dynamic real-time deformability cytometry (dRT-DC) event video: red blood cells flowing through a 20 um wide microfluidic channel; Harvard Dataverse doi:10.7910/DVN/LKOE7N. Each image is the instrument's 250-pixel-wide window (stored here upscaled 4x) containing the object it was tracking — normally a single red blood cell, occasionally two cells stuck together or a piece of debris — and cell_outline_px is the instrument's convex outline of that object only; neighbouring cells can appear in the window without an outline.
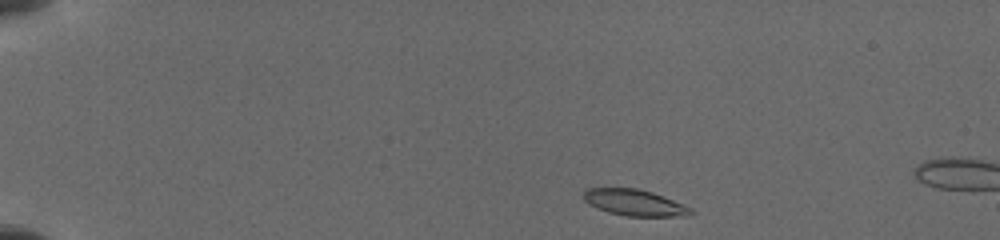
{"species": "common noctule bat (a hibernating species)", "species_latin": "Nyctalus noctula", "temperature_condition": "cold", "stored_images_in_passage": 6, "camera_frame_rate_fps": 3000, "um_per_image_px": 0.085, "animal": {"sex": "female", "body_mass_g": 19.5, "forearm_length_mm": 54.1}, "frame": {"image": 1, "passage_image": 2, "time_ms": 0.667, "image_size_px": [1000, 240], "cell_outline_px": [[696, 212], [688, 216], [628, 216], [608, 212], [588, 204], [584, 200], [584, 188], [636, 188], [652, 192], [684, 204], [692, 208]], "centroid_in_image_um": [53.96, 17.22], "position_along_channel_um": 31.0, "area_um2": 16.47}}